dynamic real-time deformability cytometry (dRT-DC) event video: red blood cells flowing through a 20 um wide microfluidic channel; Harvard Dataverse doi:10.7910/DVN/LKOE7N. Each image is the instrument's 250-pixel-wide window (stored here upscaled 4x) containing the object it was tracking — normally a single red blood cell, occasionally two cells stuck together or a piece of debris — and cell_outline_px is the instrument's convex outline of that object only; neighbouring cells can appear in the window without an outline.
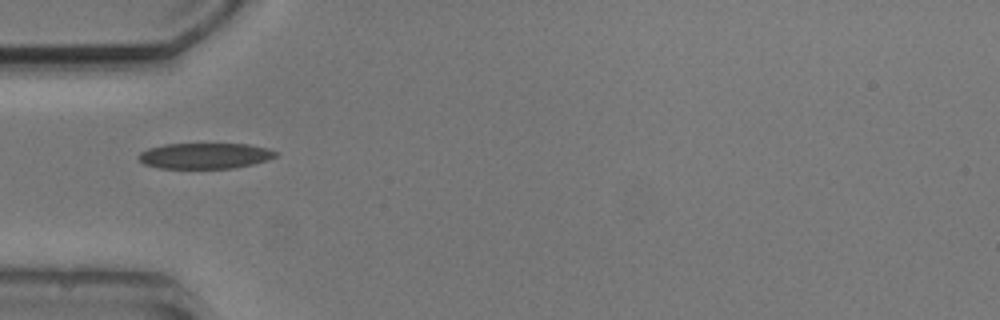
{"species": "common noctule bat (a hibernating species)", "species_latin": "Nyctalus noctula", "temperature_condition": "cold", "stored_images_in_passage": 3, "camera_frame_rate_fps": 3000, "um_per_image_px": 0.085, "animal": {"sex": "male", "body_mass_g": 20.5, "forearm_length_mm": 52.5}, "frame": {"image": 1, "passage_image": 1, "time_ms": 0.0, "image_size_px": [1000, 320], "cell_outline_px": [[280, 152], [276, 156], [268, 160], [252, 164], [232, 168], [160, 168], [144, 164], [136, 156], [140, 152], [148, 148], [164, 144], [248, 144], [268, 148]], "centroid_in_image_um": [17.42, 13.24], "position_along_channel_um": 67.6, "area_um2": 20.63}}